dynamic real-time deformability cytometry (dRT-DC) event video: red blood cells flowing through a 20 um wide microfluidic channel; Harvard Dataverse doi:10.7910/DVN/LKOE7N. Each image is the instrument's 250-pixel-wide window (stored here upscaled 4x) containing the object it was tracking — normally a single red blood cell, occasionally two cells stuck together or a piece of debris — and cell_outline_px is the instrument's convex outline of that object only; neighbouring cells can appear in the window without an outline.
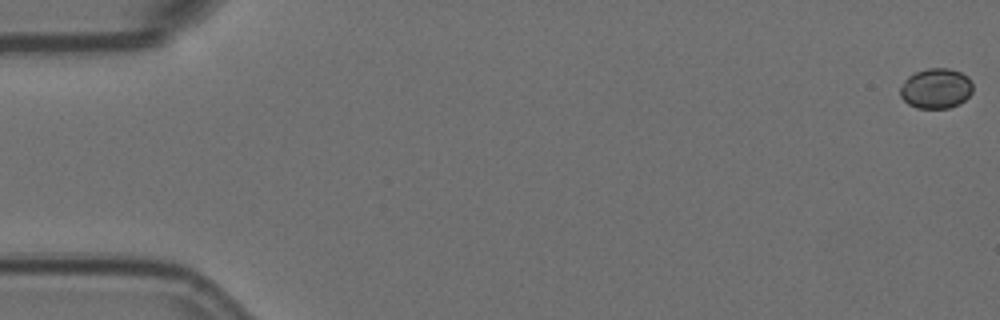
{"species": "Egyptian fruit bat (a non-hibernating species)", "species_latin": "Rousettus aegyptiacus", "temperature_condition": "room temperature", "stored_images_in_passage": 5, "camera_frame_rate_fps": 3000, "um_per_image_px": 0.085, "animal": {"sex": "female"}, "frame": {"image": 1, "passage_image": 1, "time_ms": 0.0, "image_size_px": [1000, 320], "cell_outline_px": [[972, 92], [960, 104], [948, 108], [916, 108], [908, 104], [900, 96], [900, 88], [904, 80], [908, 76], [916, 72], [928, 68], [948, 68], [960, 72], [968, 76], [972, 84]], "centroid_in_image_um": [79.55, 7.52], "position_along_channel_um": 5.4, "area_um2": 17.05}}
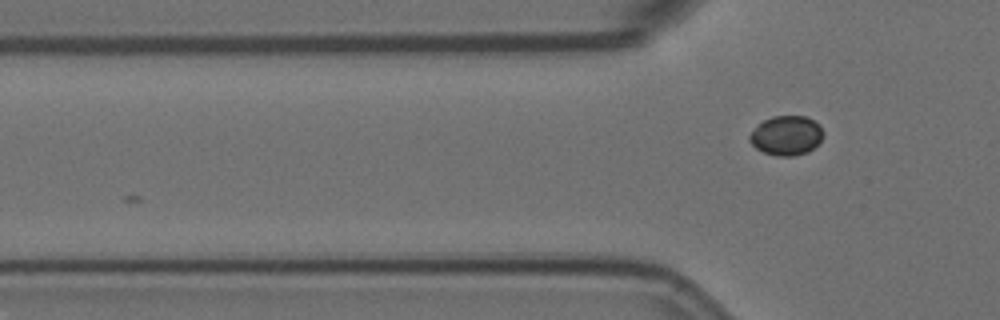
{"frame": {"image": 2, "passage_image": 5, "time_ms": 1.333, "image_size_px": [1000, 320], "cell_outline_px": [[824, 136], [808, 152], [792, 156], [776, 156], [764, 152], [756, 148], [748, 140], [748, 136], [764, 120], [772, 116], [804, 116], [812, 120], [824, 132]], "centroid_in_image_um": [66.83, 11.53], "position_along_channel_um": 59.0, "area_um2": 16.65}}